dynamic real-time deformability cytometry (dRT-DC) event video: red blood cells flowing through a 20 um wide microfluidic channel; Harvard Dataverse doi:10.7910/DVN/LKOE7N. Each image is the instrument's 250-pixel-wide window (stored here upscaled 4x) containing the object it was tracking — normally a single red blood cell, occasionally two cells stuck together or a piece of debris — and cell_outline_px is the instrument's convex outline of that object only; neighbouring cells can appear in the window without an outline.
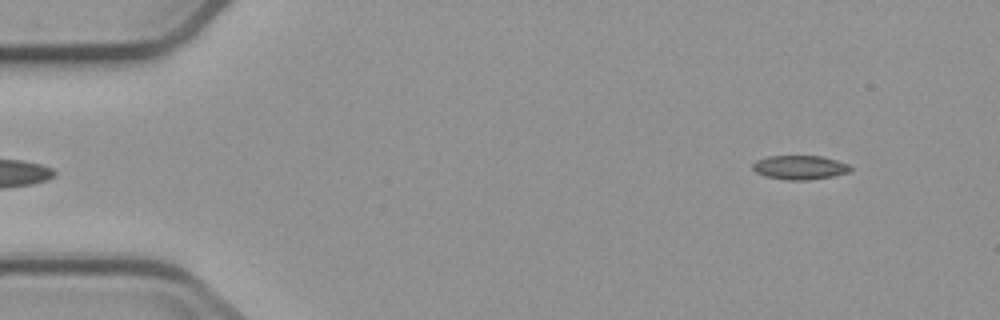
{"species": "common noctule bat (a hibernating species)", "species_latin": "Nyctalus noctula", "temperature_condition": "cold", "stored_images_in_passage": 6, "segment_of_instrument_passage": [2, 2], "camera_frame_rate_fps": 3000, "um_per_image_px": 0.085, "animal": {"sex": "male", "body_mass_g": 23.1, "forearm_length_mm": 52.7}, "frame": {"image": 1, "passage_image": 6, "time_ms": 5.667, "image_size_px": [1000, 320], "cell_outline_px": [[852, 168], [848, 172], [832, 176], [808, 180], [788, 180], [764, 176], [756, 172], [752, 168], [752, 164], [756, 160], [768, 156], [820, 156], [836, 160], [848, 164]], "centroid_in_image_um": [67.95, 14.23], "position_along_channel_um": 17.1, "area_um2": 13.64}}